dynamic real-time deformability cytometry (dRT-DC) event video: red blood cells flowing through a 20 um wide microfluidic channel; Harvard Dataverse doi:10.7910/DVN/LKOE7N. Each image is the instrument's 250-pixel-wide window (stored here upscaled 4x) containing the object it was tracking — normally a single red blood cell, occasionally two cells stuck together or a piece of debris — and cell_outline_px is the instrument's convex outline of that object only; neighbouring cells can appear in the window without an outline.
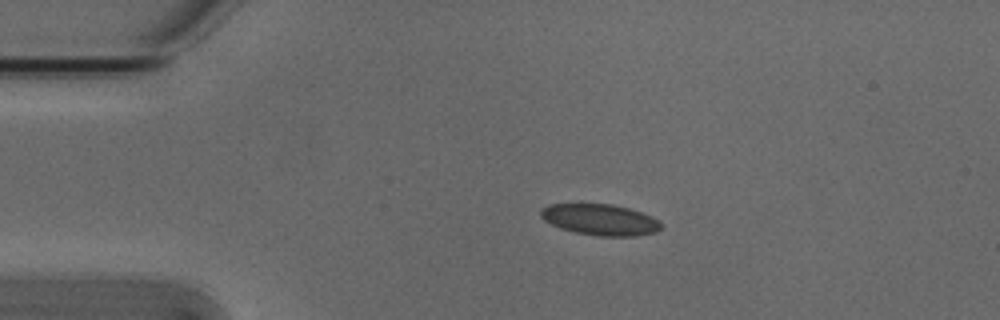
{"species": "Egyptian fruit bat (a non-hibernating species)", "species_latin": "Rousettus aegyptiacus", "temperature_condition": "cold", "stored_images_in_passage": 3, "camera_frame_rate_fps": 3000, "um_per_image_px": 0.085, "animal": {"sex": "male"}, "frame": {"image": 1, "passage_image": 2, "time_ms": 0.333, "image_size_px": [1000, 320], "cell_outline_px": [[660, 228], [656, 232], [636, 236], [596, 236], [576, 232], [560, 228], [544, 220], [540, 216], [540, 208], [548, 204], [612, 204], [628, 208], [640, 212], [656, 220], [660, 224]], "centroid_in_image_um": [50.95, 18.67], "position_along_channel_um": 34.1, "area_um2": 21.62}}